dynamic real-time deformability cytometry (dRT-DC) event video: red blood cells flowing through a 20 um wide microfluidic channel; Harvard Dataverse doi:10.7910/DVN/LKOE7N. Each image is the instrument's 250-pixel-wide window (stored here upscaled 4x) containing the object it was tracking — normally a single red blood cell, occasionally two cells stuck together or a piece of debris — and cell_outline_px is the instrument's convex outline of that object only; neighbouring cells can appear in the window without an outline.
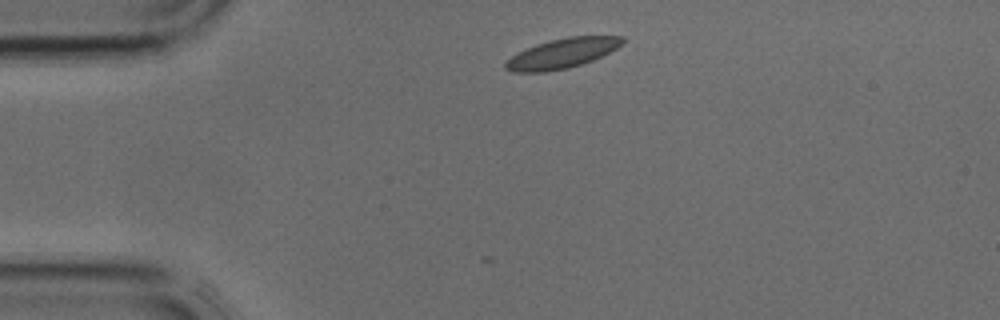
{"species": "common noctule bat (a hibernating species)", "species_latin": "Nyctalus noctula", "temperature_condition": "cold", "stored_images_in_passage": 3, "camera_frame_rate_fps": 3000, "um_per_image_px": 0.085, "animal": {"sex": "male", "body_mass_g": 17.9, "forearm_length_mm": 54.2}, "frame": {"image": 1, "passage_image": 1, "time_ms": 0.0, "image_size_px": [1000, 320], "cell_outline_px": [[624, 40], [616, 48], [592, 60], [568, 68], [544, 72], [512, 72], [504, 68], [504, 64], [512, 56], [536, 44], [568, 36], [624, 36]], "centroid_in_image_um": [47.76, 4.54], "position_along_channel_um": 37.2, "area_um2": 19.88}}